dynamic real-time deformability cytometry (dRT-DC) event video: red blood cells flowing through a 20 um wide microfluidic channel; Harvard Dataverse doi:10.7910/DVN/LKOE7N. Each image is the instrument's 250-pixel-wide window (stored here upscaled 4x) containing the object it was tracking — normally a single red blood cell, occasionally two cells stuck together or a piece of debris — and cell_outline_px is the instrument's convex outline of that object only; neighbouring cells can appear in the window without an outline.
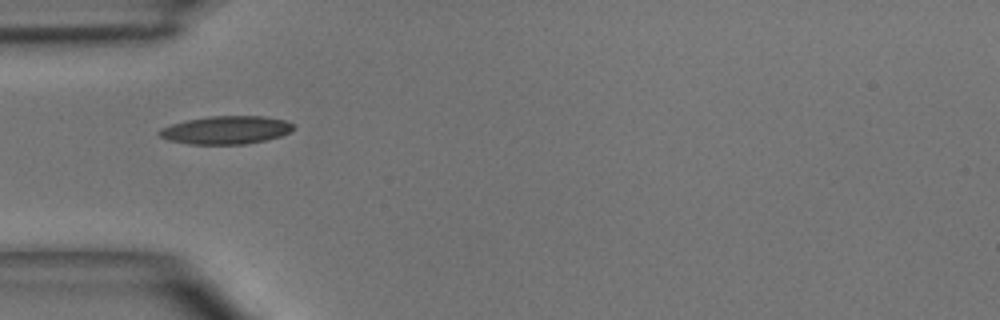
{"species": "common noctule bat (a hibernating species)", "species_latin": "Nyctalus noctula", "temperature_condition": "room temperature", "stored_images_in_passage": 4, "camera_frame_rate_fps": 3000, "um_per_image_px": 0.085, "animal": {"sex": "male", "body_mass_g": 15.6}, "frame": {"image": 1, "passage_image": 4, "time_ms": 3.333, "image_size_px": [1000, 320], "cell_outline_px": [[296, 128], [280, 136], [264, 140], [244, 144], [188, 144], [168, 140], [160, 136], [156, 132], [160, 128], [172, 124], [188, 120], [212, 116], [264, 116], [284, 120], [296, 124]], "centroid_in_image_um": [19.22, 11.05], "position_along_channel_um": 65.8, "area_um2": 21.91}}